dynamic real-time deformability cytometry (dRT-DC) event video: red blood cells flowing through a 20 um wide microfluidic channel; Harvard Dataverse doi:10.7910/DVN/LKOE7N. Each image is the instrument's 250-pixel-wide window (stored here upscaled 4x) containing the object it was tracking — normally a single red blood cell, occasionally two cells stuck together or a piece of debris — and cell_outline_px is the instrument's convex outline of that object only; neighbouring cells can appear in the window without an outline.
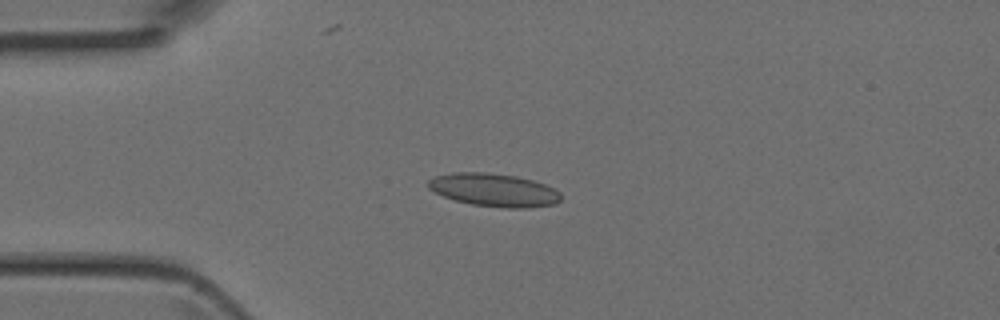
{"species": "Egyptian fruit bat (a non-hibernating species)", "species_latin": "Rousettus aegyptiacus", "temperature_condition": "room temperature", "stored_images_in_passage": 2, "camera_frame_rate_fps": 3000, "um_per_image_px": 0.085, "animal": {"sex": "female"}, "frame": {"image": 1, "passage_image": 2, "time_ms": 0.333, "image_size_px": [1000, 320], "cell_outline_px": [[560, 200], [556, 204], [528, 208], [504, 208], [472, 204], [456, 200], [444, 196], [428, 188], [428, 180], [436, 176], [452, 172], [488, 172], [516, 176], [532, 180], [544, 184], [560, 192]], "centroid_in_image_um": [42.0, 16.15], "position_along_channel_um": 43.0, "area_um2": 25.49}}